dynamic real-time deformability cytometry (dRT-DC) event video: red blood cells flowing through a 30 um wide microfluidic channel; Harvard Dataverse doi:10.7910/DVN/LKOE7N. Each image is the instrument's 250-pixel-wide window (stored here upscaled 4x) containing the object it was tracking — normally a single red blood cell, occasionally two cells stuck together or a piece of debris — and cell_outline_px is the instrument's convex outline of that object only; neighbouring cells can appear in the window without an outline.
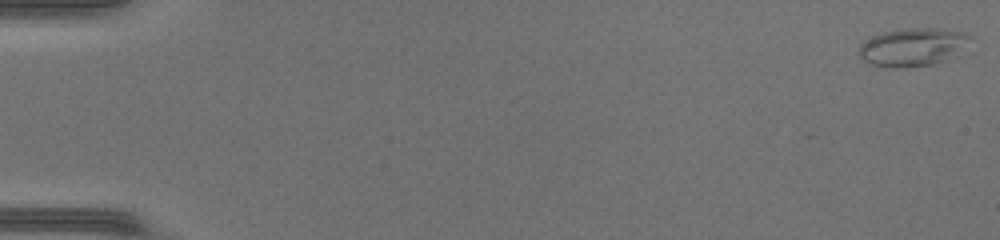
{"species": "common noctule bat (a hibernating species)", "species_latin": "Nyctalus noctula", "temperature_condition": "warm", "stored_images_in_passage": 11, "camera_frame_rate_fps": 3000, "um_per_image_px": 0.085, "animal": {"sex": "female", "body_mass_g": 17.0, "forearm_length_mm": 48.0}, "frame": {"image": 1, "passage_image": 1, "time_ms": 0.0, "image_size_px": [1000, 240], "cell_outline_px": [[972, 36], [964, 56], [932, 64], [892, 68], [884, 68], [872, 64], [864, 60], [856, 52], [860, 44], [872, 36], [884, 32], [904, 28], [932, 28], [960, 32]], "centroid_in_image_um": [77.65, 4.02], "position_along_channel_um": 7.4, "area_um2": 25.26}}